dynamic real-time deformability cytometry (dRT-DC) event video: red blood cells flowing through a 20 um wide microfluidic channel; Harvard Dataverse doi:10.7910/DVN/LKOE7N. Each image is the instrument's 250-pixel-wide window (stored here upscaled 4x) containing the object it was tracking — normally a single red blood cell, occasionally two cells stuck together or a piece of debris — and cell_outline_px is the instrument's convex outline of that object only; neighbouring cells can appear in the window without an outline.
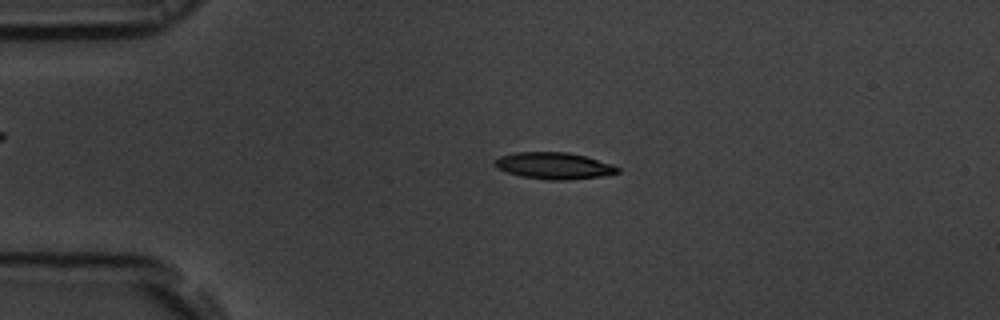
{"species": "common noctule bat (a hibernating species)", "species_latin": "Nyctalus noctula", "temperature_condition": "room temperature", "stored_images_in_passage": 53, "camera_frame_rate_fps": 3000, "um_per_image_px": 0.085, "animal": {"sex": "male", "body_mass_g": 19.5, "forearm_length_mm": 54.6}, "frame": {"image": 1, "passage_image": 12, "time_ms": 3.667, "image_size_px": [1000, 320], "cell_outline_px": [[620, 172], [604, 176], [564, 180], [548, 180], [520, 176], [496, 168], [492, 164], [500, 156], [516, 152], [568, 152], [584, 156], [612, 164], [620, 168]], "centroid_in_image_um": [47.08, 14.09], "position_along_channel_um": 37.9, "area_um2": 19.07}}
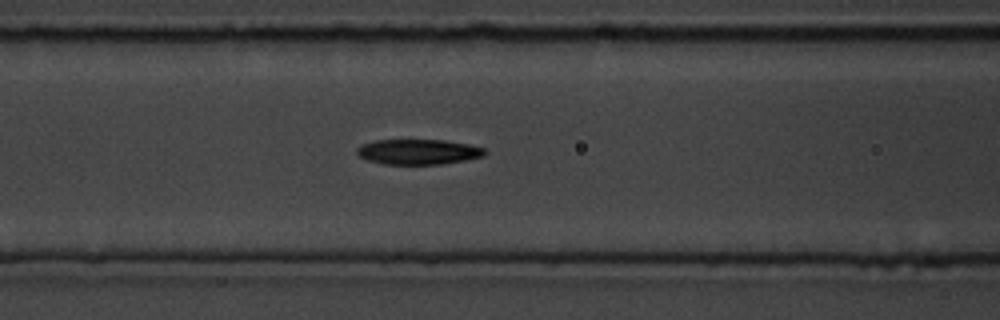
{"frame": {"image": 2, "passage_image": 22, "time_ms": 7.0, "image_size_px": [1000, 320], "cell_outline_px": [[488, 152], [484, 156], [464, 160], [440, 164], [384, 164], [368, 160], [360, 156], [356, 152], [356, 148], [360, 144], [376, 140], [444, 140], [468, 144], [484, 148]], "centroid_in_image_um": [35.54, 12.9], "position_along_channel_um": 131.1, "area_um2": 18.79}}
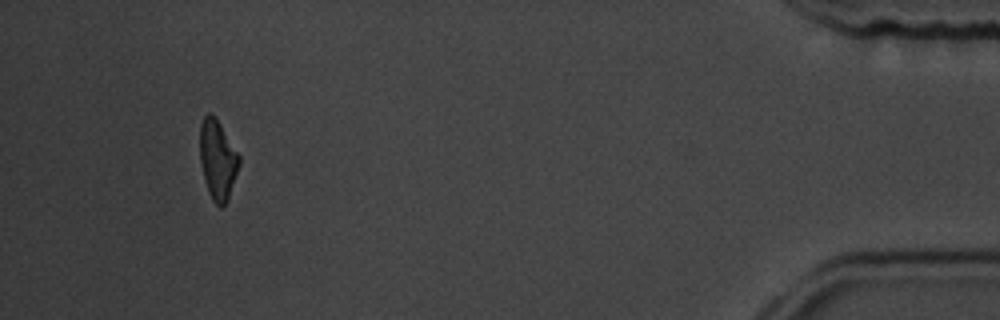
{"frame": {"image": 3, "passage_image": 50, "time_ms": 16.333, "image_size_px": [1000, 320], "cell_outline_px": [[240, 164], [228, 200], [220, 208], [212, 200], [208, 192], [204, 180], [200, 164], [200, 124], [204, 116], [208, 112], [212, 112], [216, 116], [240, 156]], "centroid_in_image_um": [18.49, 13.55], "position_along_channel_um": 416.7, "area_um2": 18.5}, "authors_computed_cell_mechanics": {"area_um2": 18.785, "velocity_mm_per_s": 3.8201, "shape_relaxation_time_tau1_ms": 3.2266, "shape_relaxation_time_tau2_ms": null, "deformation_change_tau1": 0.1409, "deformation_change_tau2": null}}